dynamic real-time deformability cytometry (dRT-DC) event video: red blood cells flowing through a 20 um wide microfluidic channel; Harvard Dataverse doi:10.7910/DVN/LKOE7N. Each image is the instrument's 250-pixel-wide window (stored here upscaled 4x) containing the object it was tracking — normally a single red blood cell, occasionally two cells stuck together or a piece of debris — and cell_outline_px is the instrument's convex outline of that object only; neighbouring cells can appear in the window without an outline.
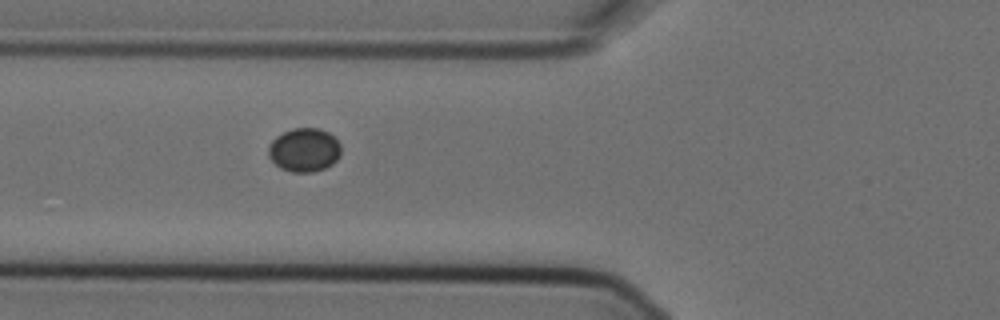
{"species": "Egyptian fruit bat (a non-hibernating species)", "species_latin": "Rousettus aegyptiacus", "temperature_condition": "cold", "stored_images_in_passage": 6, "camera_frame_rate_fps": 3000, "um_per_image_px": 0.085, "animal": {"sex": "female"}, "frame": {"image": 1, "passage_image": 6, "time_ms": 1.667, "image_size_px": [1000, 320], "cell_outline_px": [[340, 156], [332, 164], [324, 168], [312, 172], [292, 172], [280, 168], [268, 156], [268, 144], [276, 136], [292, 128], [320, 128], [328, 132], [340, 144]], "centroid_in_image_um": [25.84, 12.74], "position_along_channel_um": 100.0, "area_um2": 18.5}}